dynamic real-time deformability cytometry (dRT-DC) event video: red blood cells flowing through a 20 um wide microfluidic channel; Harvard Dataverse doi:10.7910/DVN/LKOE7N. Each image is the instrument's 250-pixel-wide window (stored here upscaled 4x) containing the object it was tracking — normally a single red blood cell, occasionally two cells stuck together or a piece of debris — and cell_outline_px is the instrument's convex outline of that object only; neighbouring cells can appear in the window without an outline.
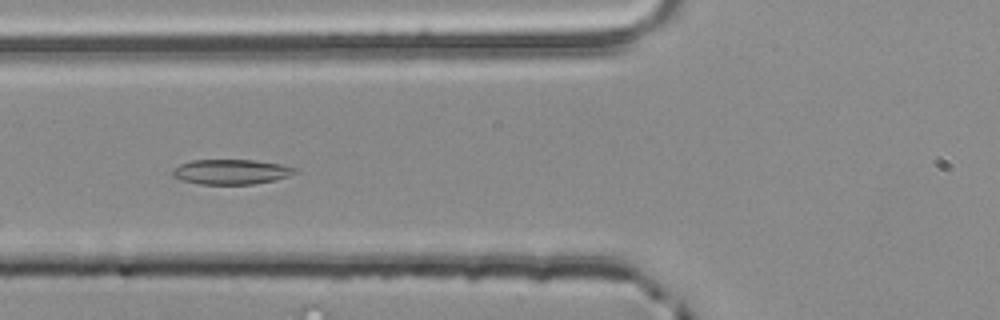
{"species": "common noctule bat (a hibernating species)", "species_latin": "Nyctalus noctula", "temperature_condition": "room temperature", "stored_images_in_passage": 45, "camera_frame_rate_fps": 3000, "um_per_image_px": 0.085, "animal": {"sex": "male", "body_mass_g": 20.4}, "frame": {"image": 1, "passage_image": 18, "time_ms": 5.667, "image_size_px": [1000, 320], "cell_outline_px": [[296, 172], [288, 176], [276, 180], [252, 184], [200, 184], [184, 180], [172, 176], [172, 168], [180, 164], [192, 160], [256, 160], [280, 164], [296, 168]], "centroid_in_image_um": [19.63, 14.6], "position_along_channel_um": 106.2, "area_um2": 17.74}}
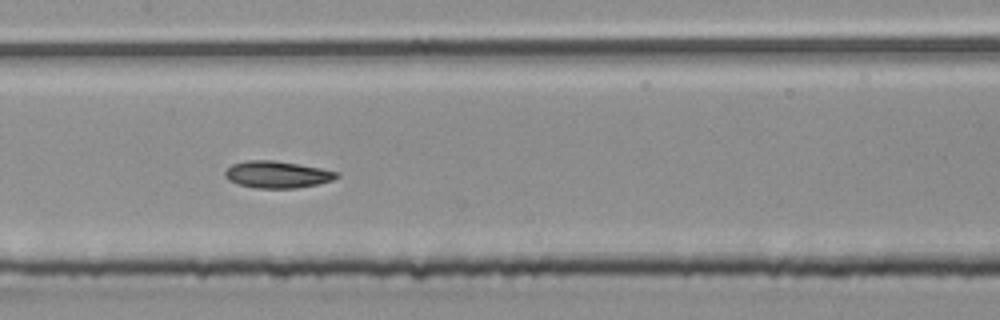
{"frame": {"image": 2, "passage_image": 24, "time_ms": 7.667, "image_size_px": [1000, 320], "cell_outline_px": [[340, 176], [332, 180], [316, 184], [296, 188], [256, 188], [240, 184], [228, 180], [224, 176], [224, 172], [232, 164], [244, 160], [272, 160], [320, 168], [340, 172]], "centroid_in_image_um": [23.55, 14.83], "position_along_channel_um": 183.9, "area_um2": 17.4}}
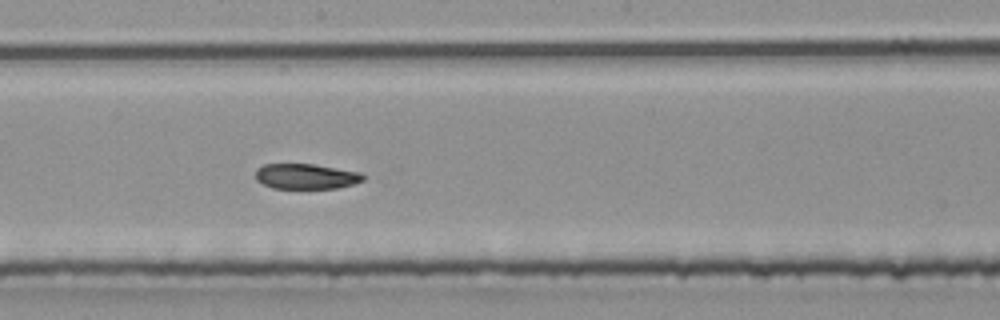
{"frame": {"image": 3, "passage_image": 27, "time_ms": 8.667, "image_size_px": [1000, 320], "cell_outline_px": [[364, 180], [352, 184], [336, 188], [272, 188], [256, 180], [256, 168], [264, 164], [312, 164], [360, 172], [364, 176]], "centroid_in_image_um": [25.98, 14.99], "position_along_channel_um": 222.2, "area_um2": 15.72}, "authors_computed_cell_mechanics": {"area_um2": 20.6346, "velocity_mm_per_s": 3.8585, "shape_relaxation_time_tau1_ms": 8.4668, "shape_relaxation_time_tau2_ms": 3.5739, "deformation_change_tau1": 0.1561, "deformation_change_tau2": 0.0743}}